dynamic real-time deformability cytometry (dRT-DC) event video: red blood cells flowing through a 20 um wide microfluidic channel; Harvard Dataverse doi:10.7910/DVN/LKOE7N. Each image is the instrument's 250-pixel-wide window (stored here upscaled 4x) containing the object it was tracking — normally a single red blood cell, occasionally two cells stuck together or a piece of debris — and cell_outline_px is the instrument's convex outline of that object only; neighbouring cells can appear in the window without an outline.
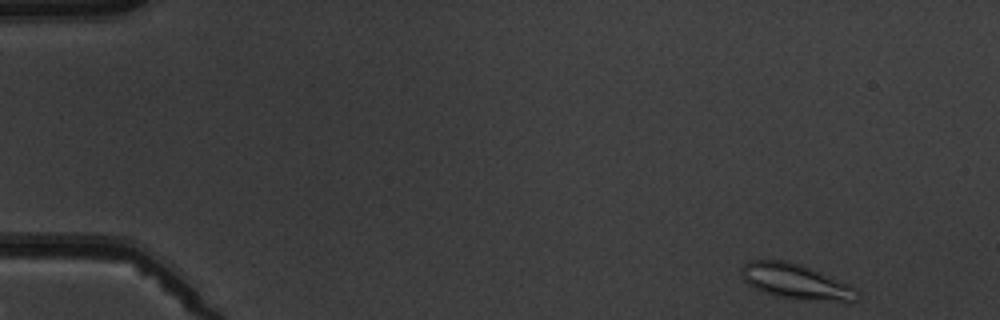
{"species": "common noctule bat (a hibernating species)", "species_latin": "Nyctalus noctula", "temperature_condition": "warm", "stored_images_in_passage": 6, "camera_frame_rate_fps": 3000, "um_per_image_px": 0.085, "animal": {"sex": "male", "body_mass_g": 19.5, "forearm_length_mm": 54.6}, "frame": {"image": 1, "passage_image": 1, "time_ms": 0.0, "image_size_px": [1000, 320], "cell_outline_px": [[860, 300], [852, 304], [844, 304], [796, 300], [772, 296], [748, 284], [744, 280], [740, 272], [740, 268], [748, 260], [784, 260], [800, 264], [856, 288], [860, 292]], "centroid_in_image_um": [67.74, 24.01], "position_along_channel_um": 17.3, "area_um2": 24.62}}
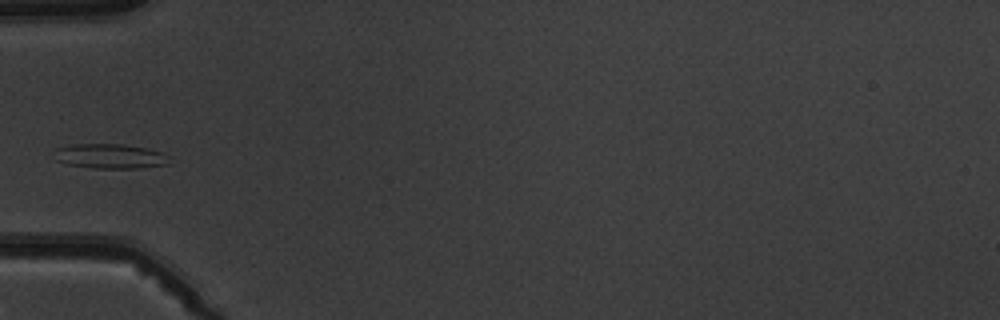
{"frame": {"image": 2, "passage_image": 5, "time_ms": 4.667, "image_size_px": [1000, 320], "cell_outline_px": [[168, 164], [140, 168], [92, 168], [68, 164], [56, 160], [56, 148], [72, 144], [124, 144], [148, 148], [160, 152]], "centroid_in_image_um": [9.3, 13.27], "position_along_channel_um": 75.7, "area_um2": 16.24}}
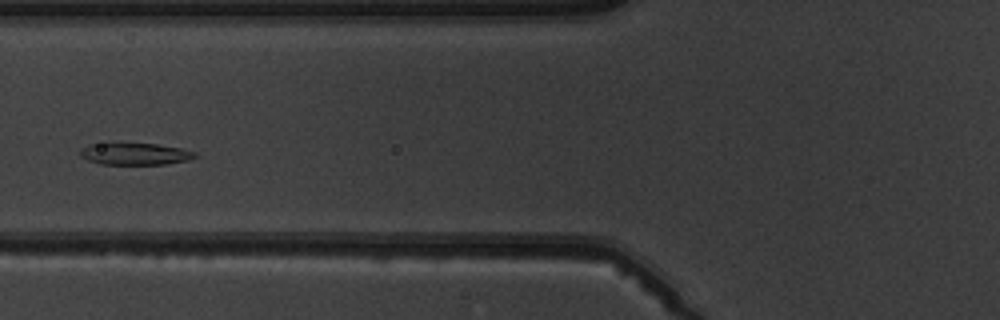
{"frame": {"image": 3, "passage_image": 6, "time_ms": 5.667, "image_size_px": [1000, 320], "cell_outline_px": [[196, 156], [188, 160], [164, 164], [100, 164], [88, 160], [80, 156], [80, 148], [88, 144], [108, 140], [156, 144], [180, 148], [196, 152]], "centroid_in_image_um": [11.36, 13.03], "position_along_channel_um": 114.4, "area_um2": 15.37}}